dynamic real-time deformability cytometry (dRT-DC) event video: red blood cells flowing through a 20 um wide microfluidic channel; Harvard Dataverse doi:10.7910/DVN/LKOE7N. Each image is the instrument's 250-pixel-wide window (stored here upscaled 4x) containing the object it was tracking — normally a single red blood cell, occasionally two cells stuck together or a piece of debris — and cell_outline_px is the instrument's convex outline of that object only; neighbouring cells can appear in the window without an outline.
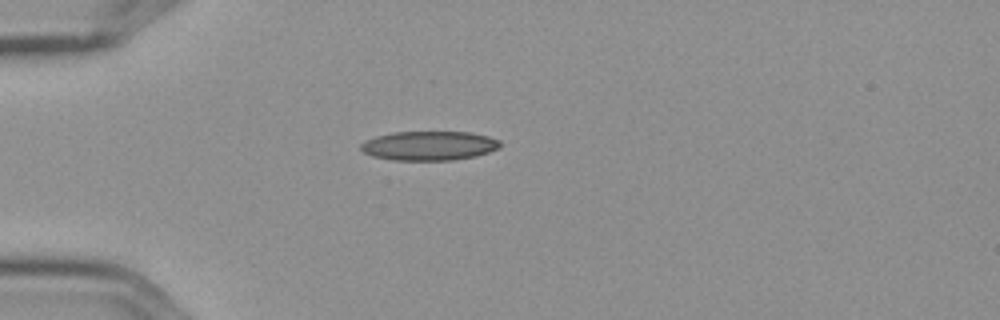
{"species": "Egyptian fruit bat (a non-hibernating species)", "species_latin": "Rousettus aegyptiacus", "temperature_condition": "cold", "stored_images_in_passage": 3, "camera_frame_rate_fps": 3000, "um_per_image_px": 0.085, "frame": {"image": 1, "passage_image": 1, "time_ms": 0.0, "image_size_px": [1000, 320], "cell_outline_px": [[500, 148], [476, 156], [452, 160], [392, 160], [372, 156], [364, 152], [360, 148], [360, 144], [364, 140], [376, 136], [392, 132], [468, 132], [488, 136], [500, 140]], "centroid_in_image_um": [36.46, 12.38], "position_along_channel_um": 48.5, "area_um2": 23.81}}
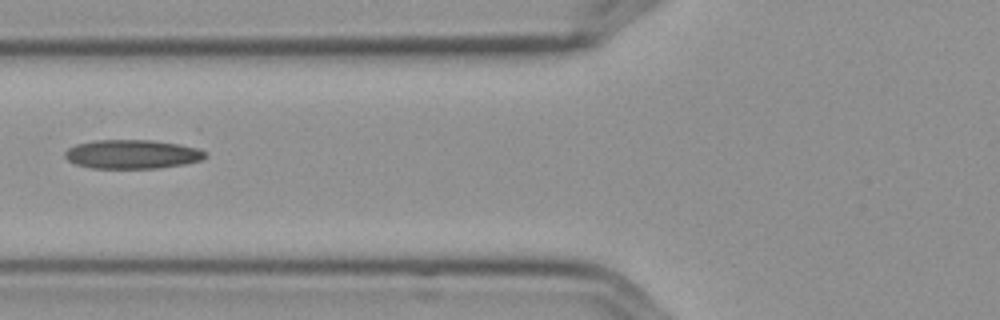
{"frame": {"image": 2, "passage_image": 3, "time_ms": 0.667, "image_size_px": [1000, 320], "cell_outline_px": [[208, 156], [200, 160], [184, 164], [160, 168], [92, 168], [76, 164], [68, 160], [64, 156], [64, 152], [68, 148], [76, 144], [96, 140], [152, 140], [180, 144], [196, 148], [208, 152]], "centroid_in_image_um": [11.25, 13.1], "position_along_channel_um": 114.6, "area_um2": 23.76}}